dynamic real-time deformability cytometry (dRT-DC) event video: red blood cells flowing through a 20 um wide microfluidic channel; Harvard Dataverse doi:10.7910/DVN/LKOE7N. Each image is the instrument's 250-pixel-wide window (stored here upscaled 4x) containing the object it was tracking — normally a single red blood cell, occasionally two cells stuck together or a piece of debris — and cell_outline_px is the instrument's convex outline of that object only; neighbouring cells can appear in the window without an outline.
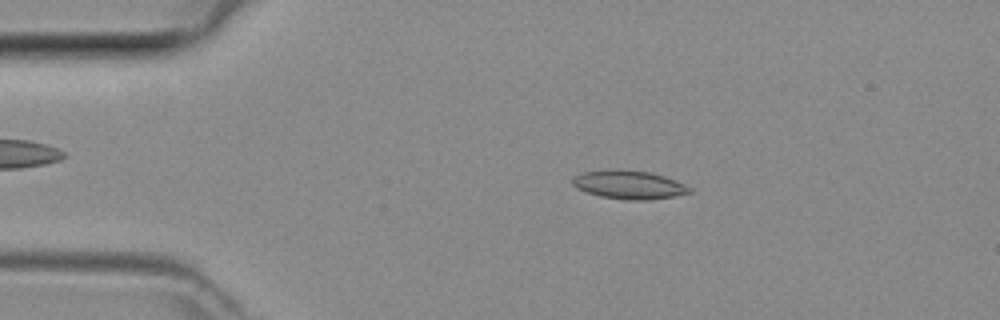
{"species": "common noctule bat (a hibernating species)", "species_latin": "Nyctalus noctula", "temperature_condition": "room temperature", "stored_images_in_passage": 38, "camera_frame_rate_fps": 3000, "um_per_image_px": 0.085, "animal": {"sex": "female", "body_mass_g": 29.2, "forearm_length_mm": 56.3}, "frame": {"image": 1, "passage_image": 6, "time_ms": 1.667, "image_size_px": [1000, 320], "cell_outline_px": [[692, 192], [672, 196], [644, 200], [628, 200], [600, 196], [576, 188], [572, 184], [572, 176], [584, 172], [616, 168], [648, 172], [664, 176], [676, 180], [692, 188]], "centroid_in_image_um": [53.44, 15.69], "position_along_channel_um": 31.6, "area_um2": 19.42}}
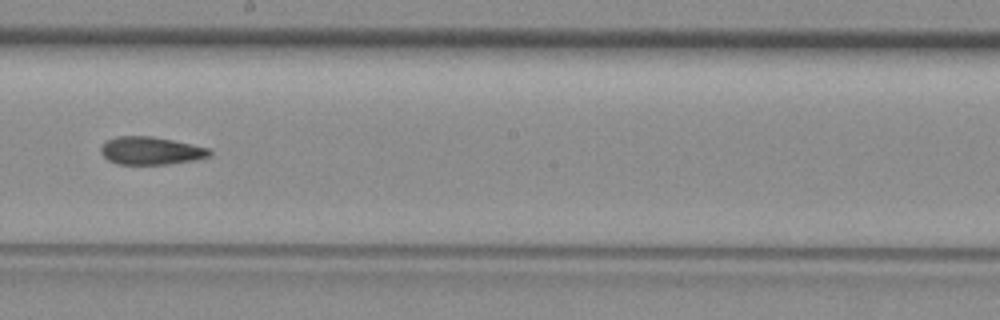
{"frame": {"image": 2, "passage_image": 23, "time_ms": 7.333, "image_size_px": [1000, 320], "cell_outline_px": [[212, 152], [208, 156], [192, 160], [168, 164], [116, 164], [108, 160], [100, 152], [100, 148], [104, 140], [116, 136], [152, 136], [172, 140], [208, 148]], "centroid_in_image_um": [12.74, 12.8], "position_along_channel_um": 235.5, "area_um2": 17.57}}
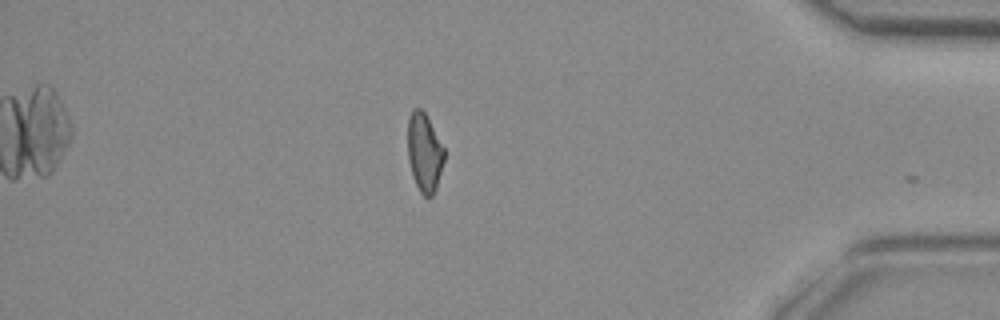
{"frame": {"image": 3, "passage_image": 37, "time_ms": 12.0, "image_size_px": [1000, 320], "cell_outline_px": [[444, 160], [436, 188], [432, 196], [424, 196], [420, 192], [412, 176], [408, 160], [408, 120], [412, 108], [420, 108], [424, 112], [444, 148]], "centroid_in_image_um": [36.06, 12.97], "position_along_channel_um": 399.1, "area_um2": 16.53}}